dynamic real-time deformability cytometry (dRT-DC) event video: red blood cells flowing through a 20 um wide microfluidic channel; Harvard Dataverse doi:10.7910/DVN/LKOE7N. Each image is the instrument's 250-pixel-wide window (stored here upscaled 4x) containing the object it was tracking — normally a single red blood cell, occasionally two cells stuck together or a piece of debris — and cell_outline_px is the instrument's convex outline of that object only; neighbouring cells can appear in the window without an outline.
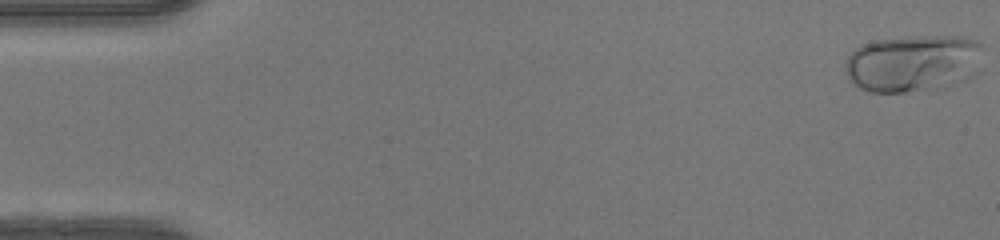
{"species": "human", "species_latin": "Homo sapiens", "temperature_condition": "warm", "stored_images_in_passage": 49, "camera_frame_rate_fps": 3000, "um_per_image_px": 0.085, "donor": {"sex": "female"}, "frame": {"image": 1, "passage_image": 1, "time_ms": 0.0, "image_size_px": [1000, 240], "cell_outline_px": [[984, 48], [924, 88], [904, 92], [872, 92], [860, 88], [848, 76], [844, 64], [848, 56], [856, 48], [864, 44], [880, 40], [928, 36], [960, 36], [980, 40]], "centroid_in_image_um": [77.15, 5.25], "position_along_channel_um": 7.8, "area_um2": 40.17}}
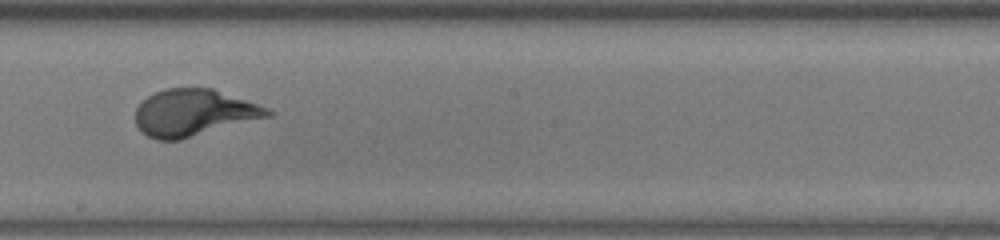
{"frame": {"image": 2, "passage_image": 28, "time_ms": 9.0, "image_size_px": [1000, 240], "cell_outline_px": [[276, 112], [272, 116], [180, 140], [156, 140], [148, 136], [136, 124], [136, 108], [148, 96], [164, 88], [212, 88], [268, 108]], "centroid_in_image_um": [16.5, 9.59], "position_along_channel_um": 231.7, "area_um2": 35.89}}
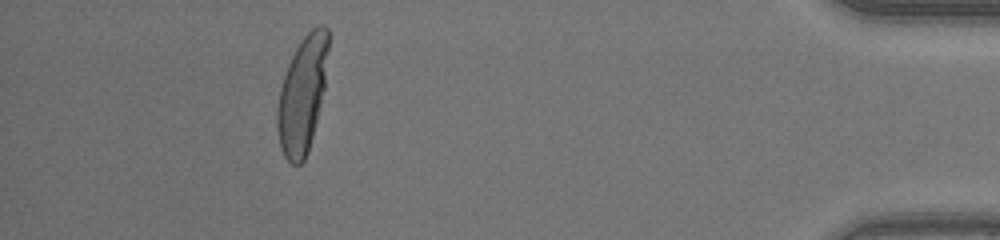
{"frame": {"image": 3, "passage_image": 45, "time_ms": 14.667, "image_size_px": [1000, 240], "cell_outline_px": [[328, 52], [324, 88], [308, 152], [304, 160], [300, 164], [292, 164], [284, 156], [280, 144], [276, 128], [276, 108], [280, 88], [288, 64], [300, 40], [312, 28], [320, 24], [324, 24], [328, 28]], "centroid_in_image_um": [25.69, 8.02], "position_along_channel_um": 409.5, "area_um2": 34.45}, "authors_computed_cell_mechanics": {"area_um2": 35.7204, "velocity_mm_per_s": 4.1878, "shape_relaxation_time_tau1_ms": 3.5705, "shape_relaxation_time_tau2_ms": null, "deformation_change_tau1": 0.2195, "deformation_change_tau2": null}}